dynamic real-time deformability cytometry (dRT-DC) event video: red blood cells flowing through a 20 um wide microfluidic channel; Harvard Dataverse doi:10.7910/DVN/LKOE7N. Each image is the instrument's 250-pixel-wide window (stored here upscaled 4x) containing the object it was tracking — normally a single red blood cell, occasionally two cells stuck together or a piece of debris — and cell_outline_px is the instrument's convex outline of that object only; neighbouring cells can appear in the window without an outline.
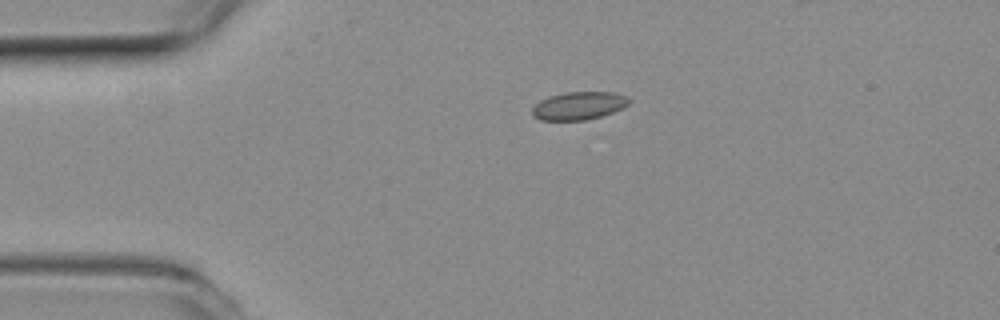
{"species": "common noctule bat (a hibernating species)", "species_latin": "Nyctalus noctula", "temperature_condition": "room temperature", "stored_images_in_passage": 38, "camera_frame_rate_fps": 3000, "um_per_image_px": 0.085, "animal": {"sex": "female", "body_mass_g": 19.3, "forearm_length_mm": 54.1}, "frame": {"image": 1, "passage_image": 1, "time_ms": 0.0, "image_size_px": [1000, 320], "cell_outline_px": [[632, 100], [624, 108], [600, 116], [584, 120], [540, 120], [532, 116], [532, 108], [540, 100], [548, 96], [564, 92], [616, 92], [628, 96]], "centroid_in_image_um": [49.21, 8.97], "position_along_channel_um": 35.8, "area_um2": 15.95}}
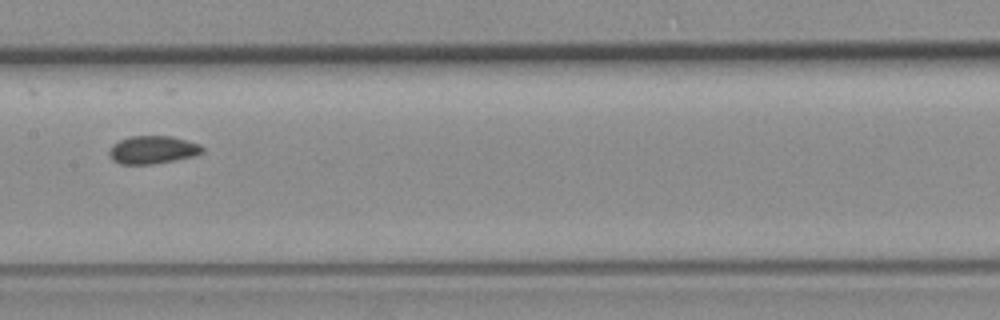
{"frame": {"image": 2, "passage_image": 16, "time_ms": 5.0, "image_size_px": [1000, 320], "cell_outline_px": [[204, 152], [192, 156], [176, 160], [152, 164], [120, 164], [112, 160], [108, 152], [112, 144], [120, 140], [132, 136], [172, 136], [200, 144], [204, 148]], "centroid_in_image_um": [12.97, 12.73], "position_along_channel_um": 194.4, "area_um2": 15.2}}
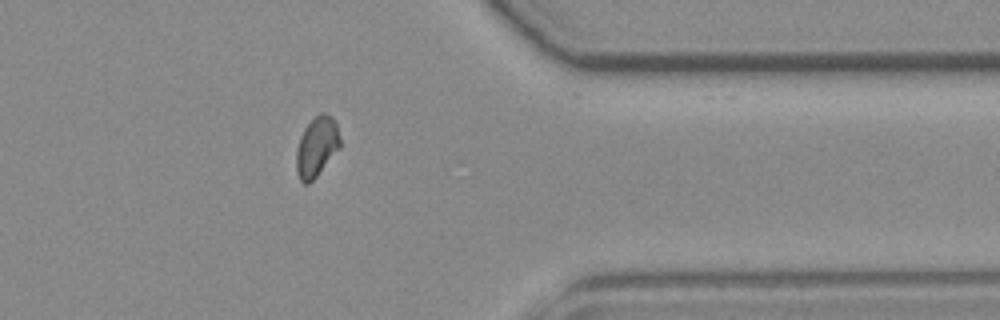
{"frame": {"image": 3, "passage_image": 32, "time_ms": 10.333, "image_size_px": [1000, 320], "cell_outline_px": [[340, 148], [316, 176], [308, 184], [304, 184], [300, 180], [296, 172], [296, 152], [300, 136], [304, 128], [320, 112], [324, 112], [332, 116], [336, 124], [340, 140]], "centroid_in_image_um": [26.91, 12.47], "position_along_channel_um": 384.5, "area_um2": 15.2}, "authors_computed_cell_mechanics": {"area_um2": 15.2303, "velocity_mm_per_s": 3.8585, "shape_relaxation_time_tau1_ms": null, "shape_relaxation_time_tau2_ms": 1.7566, "deformation_change_tau1": null, "deformation_change_tau2": 0.0624}}